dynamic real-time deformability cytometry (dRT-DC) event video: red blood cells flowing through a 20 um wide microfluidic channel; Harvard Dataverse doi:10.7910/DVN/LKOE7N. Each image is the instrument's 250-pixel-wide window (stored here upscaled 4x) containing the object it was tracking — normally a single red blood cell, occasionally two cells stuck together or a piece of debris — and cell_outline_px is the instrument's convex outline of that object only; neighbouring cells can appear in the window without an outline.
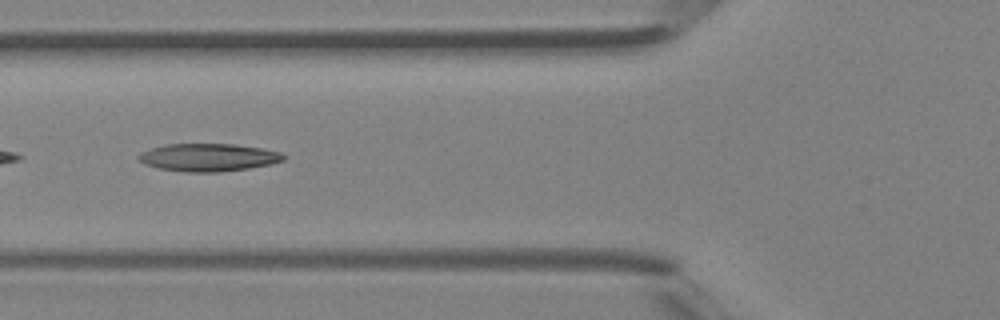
{"species": "Egyptian fruit bat (a non-hibernating species)", "species_latin": "Rousettus aegyptiacus", "temperature_condition": "room temperature", "stored_images_in_passage": 42, "camera_frame_rate_fps": 3000, "um_per_image_px": 0.085, "animal": {"sex": "female"}, "frame": {"image": 1, "passage_image": 13, "time_ms": 4.0, "image_size_px": [1000, 320], "cell_outline_px": [[284, 160], [272, 164], [248, 168], [220, 172], [184, 172], [156, 168], [144, 164], [136, 156], [140, 152], [164, 144], [236, 144], [260, 148], [280, 152], [284, 156]], "centroid_in_image_um": [17.67, 13.38], "position_along_channel_um": 108.1, "area_um2": 23.52}}
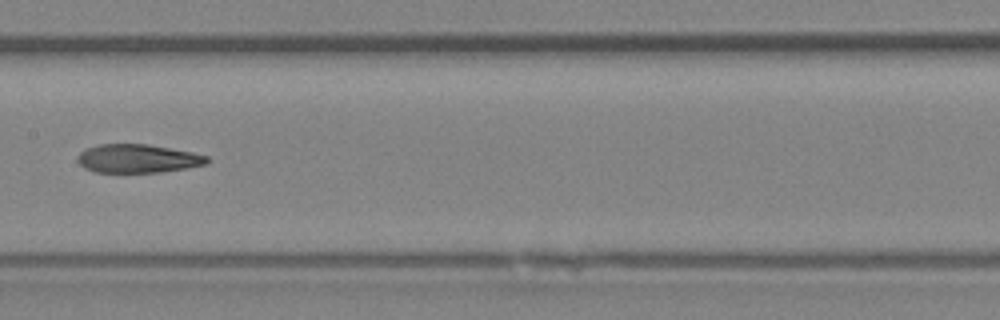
{"frame": {"image": 2, "passage_image": 19, "time_ms": 6.0, "image_size_px": [1000, 320], "cell_outline_px": [[208, 164], [160, 172], [96, 172], [84, 168], [76, 160], [76, 156], [84, 148], [100, 144], [144, 144], [192, 152], [208, 156]], "centroid_in_image_um": [11.66, 13.47], "position_along_channel_um": 195.7, "area_um2": 21.44}, "authors_computed_cell_mechanics": {"area_um2": 22.7443, "velocity_mm_per_s": 4.4037, "shape_relaxation_time_tau1_ms": null, "shape_relaxation_time_tau2_ms": 4.0464, "deformation_change_tau1": null, "deformation_change_tau2": 0.1336}}